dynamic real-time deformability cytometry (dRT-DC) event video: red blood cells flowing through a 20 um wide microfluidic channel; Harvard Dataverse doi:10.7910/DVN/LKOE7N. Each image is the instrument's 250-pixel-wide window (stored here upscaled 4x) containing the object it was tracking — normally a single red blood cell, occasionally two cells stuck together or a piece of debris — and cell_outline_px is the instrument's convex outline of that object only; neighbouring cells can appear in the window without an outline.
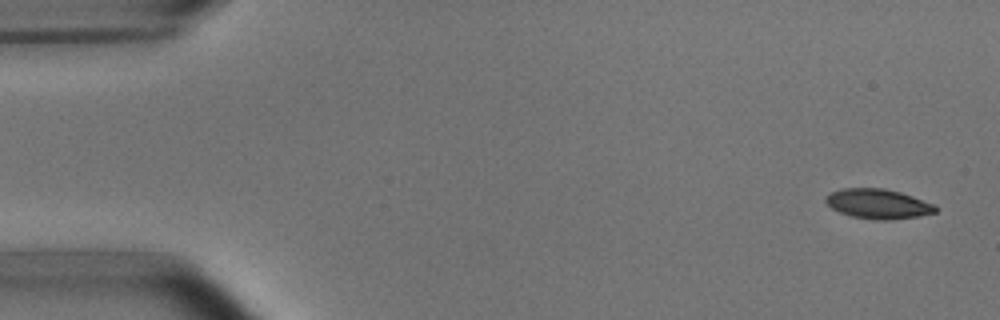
{"species": "common noctule bat (a hibernating species)", "species_latin": "Nyctalus noctula", "temperature_condition": "room temperature", "stored_images_in_passage": 6, "camera_frame_rate_fps": 3000, "um_per_image_px": 0.085, "animal": {"sex": "male", "body_mass_g": 15.6}, "frame": {"image": 1, "passage_image": 1, "time_ms": 0.0, "image_size_px": [1000, 320], "cell_outline_px": [[936, 212], [920, 216], [892, 220], [876, 220], [852, 216], [840, 212], [832, 208], [824, 200], [824, 196], [840, 188], [884, 188], [900, 192], [936, 204]], "centroid_in_image_um": [74.64, 17.32], "position_along_channel_um": 10.4, "area_um2": 19.13}}
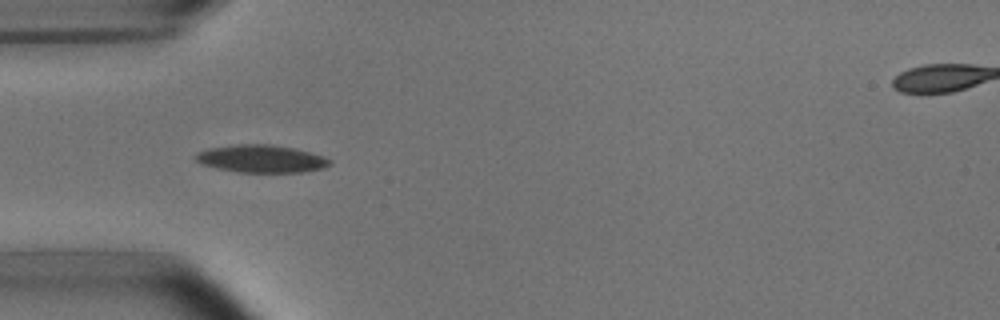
{"frame": {"image": 2, "passage_image": 5, "time_ms": 4.667, "image_size_px": [1000, 320], "cell_outline_px": [[332, 164], [324, 168], [304, 172], [240, 172], [216, 168], [200, 164], [192, 156], [196, 152], [208, 148], [236, 144], [272, 144], [292, 148], [324, 156], [332, 160]], "centroid_in_image_um": [22.18, 13.49], "position_along_channel_um": 62.8, "area_um2": 21.79}}